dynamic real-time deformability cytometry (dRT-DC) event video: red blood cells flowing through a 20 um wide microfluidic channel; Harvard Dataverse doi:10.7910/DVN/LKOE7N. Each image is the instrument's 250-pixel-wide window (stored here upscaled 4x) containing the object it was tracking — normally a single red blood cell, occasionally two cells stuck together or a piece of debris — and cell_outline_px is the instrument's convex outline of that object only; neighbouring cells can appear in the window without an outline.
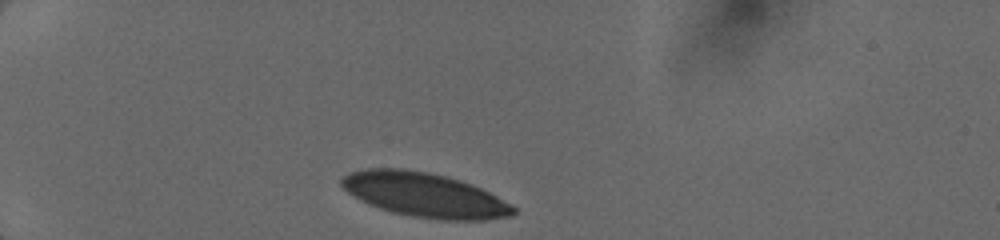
{"species": "human", "species_latin": "Homo sapiens", "temperature_condition": "cold", "stored_images_in_passage": 24, "camera_frame_rate_fps": 3000, "um_per_image_px": 0.085, "donor": {"sex": "female"}, "frame": {"image": 1, "passage_image": 1, "time_ms": 0.0, "image_size_px": [1000, 240], "cell_outline_px": [[516, 212], [512, 216], [488, 220], [436, 220], [412, 216], [392, 212], [368, 204], [352, 196], [340, 184], [340, 180], [348, 172], [368, 168], [404, 168], [428, 172], [460, 180], [472, 184], [512, 204], [516, 208]], "centroid_in_image_um": [36.09, 16.57], "position_along_channel_um": 48.9, "area_um2": 44.62}}
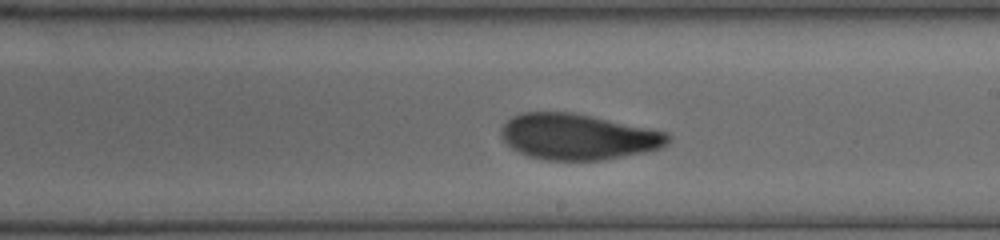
{"frame": {"image": 2, "passage_image": 14, "time_ms": 5.667, "image_size_px": [1000, 240], "cell_outline_px": [[672, 140], [668, 144], [660, 148], [648, 152], [600, 160], [548, 160], [528, 156], [512, 148], [500, 136], [500, 128], [512, 116], [524, 112], [572, 112], [592, 116], [668, 132], [672, 136]], "centroid_in_image_um": [49.16, 11.62], "position_along_channel_um": 239.8, "area_um2": 44.74}}
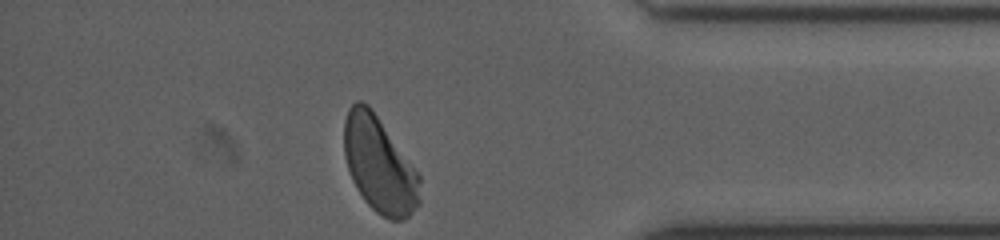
{"frame": {"image": 3, "passage_image": 24, "time_ms": 10.0, "image_size_px": [1000, 240], "cell_outline_px": [[420, 204], [404, 220], [388, 220], [380, 216], [364, 200], [356, 188], [352, 180], [344, 156], [344, 120], [348, 108], [356, 100], [360, 100], [368, 104], [372, 108], [420, 176]], "centroid_in_image_um": [32.23, 14.01], "position_along_channel_um": 403.0, "area_um2": 42.43}}